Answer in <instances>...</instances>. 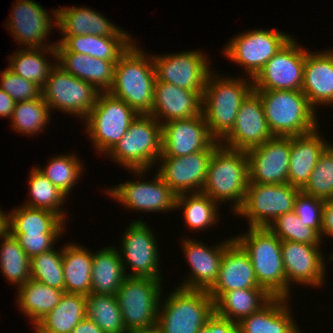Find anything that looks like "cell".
<instances>
[{"instance_id": "cell-27", "label": "cell", "mask_w": 333, "mask_h": 333, "mask_svg": "<svg viewBox=\"0 0 333 333\" xmlns=\"http://www.w3.org/2000/svg\"><path fill=\"white\" fill-rule=\"evenodd\" d=\"M135 41L122 31L114 36L77 35L62 36L57 41V52H76L117 63Z\"/></svg>"}, {"instance_id": "cell-21", "label": "cell", "mask_w": 333, "mask_h": 333, "mask_svg": "<svg viewBox=\"0 0 333 333\" xmlns=\"http://www.w3.org/2000/svg\"><path fill=\"white\" fill-rule=\"evenodd\" d=\"M7 29L14 36L19 45L26 48L55 47L57 43L46 44V37L52 30L57 29V21L52 22V17L38 2L34 0H17L12 6ZM12 32V33H11Z\"/></svg>"}, {"instance_id": "cell-9", "label": "cell", "mask_w": 333, "mask_h": 333, "mask_svg": "<svg viewBox=\"0 0 333 333\" xmlns=\"http://www.w3.org/2000/svg\"><path fill=\"white\" fill-rule=\"evenodd\" d=\"M137 116L123 100L109 92H100L95 106L84 121L85 130L97 152L107 156Z\"/></svg>"}, {"instance_id": "cell-2", "label": "cell", "mask_w": 333, "mask_h": 333, "mask_svg": "<svg viewBox=\"0 0 333 333\" xmlns=\"http://www.w3.org/2000/svg\"><path fill=\"white\" fill-rule=\"evenodd\" d=\"M235 78L211 71L203 91L202 114L210 135L219 142L232 130L242 102L254 90L253 79Z\"/></svg>"}, {"instance_id": "cell-18", "label": "cell", "mask_w": 333, "mask_h": 333, "mask_svg": "<svg viewBox=\"0 0 333 333\" xmlns=\"http://www.w3.org/2000/svg\"><path fill=\"white\" fill-rule=\"evenodd\" d=\"M148 181H126L108 189L106 192L125 208L144 212H168L176 210L177 195L165 184L156 171Z\"/></svg>"}, {"instance_id": "cell-16", "label": "cell", "mask_w": 333, "mask_h": 333, "mask_svg": "<svg viewBox=\"0 0 333 333\" xmlns=\"http://www.w3.org/2000/svg\"><path fill=\"white\" fill-rule=\"evenodd\" d=\"M220 145L214 141L207 149L180 157H159L157 172L178 196L200 193L207 175L208 163L213 151Z\"/></svg>"}, {"instance_id": "cell-38", "label": "cell", "mask_w": 333, "mask_h": 333, "mask_svg": "<svg viewBox=\"0 0 333 333\" xmlns=\"http://www.w3.org/2000/svg\"><path fill=\"white\" fill-rule=\"evenodd\" d=\"M218 205L201 192L189 193L177 196L175 209H183L184 221L190 230L200 231L219 222Z\"/></svg>"}, {"instance_id": "cell-26", "label": "cell", "mask_w": 333, "mask_h": 333, "mask_svg": "<svg viewBox=\"0 0 333 333\" xmlns=\"http://www.w3.org/2000/svg\"><path fill=\"white\" fill-rule=\"evenodd\" d=\"M301 91L314 110L320 104L333 105V50L307 51Z\"/></svg>"}, {"instance_id": "cell-53", "label": "cell", "mask_w": 333, "mask_h": 333, "mask_svg": "<svg viewBox=\"0 0 333 333\" xmlns=\"http://www.w3.org/2000/svg\"><path fill=\"white\" fill-rule=\"evenodd\" d=\"M325 235L333 238V199L325 200L323 207L321 238Z\"/></svg>"}, {"instance_id": "cell-19", "label": "cell", "mask_w": 333, "mask_h": 333, "mask_svg": "<svg viewBox=\"0 0 333 333\" xmlns=\"http://www.w3.org/2000/svg\"><path fill=\"white\" fill-rule=\"evenodd\" d=\"M321 245H311L292 241L281 242V254L286 277V298L289 295L291 283L307 286L324 284L326 264L320 253Z\"/></svg>"}, {"instance_id": "cell-11", "label": "cell", "mask_w": 333, "mask_h": 333, "mask_svg": "<svg viewBox=\"0 0 333 333\" xmlns=\"http://www.w3.org/2000/svg\"><path fill=\"white\" fill-rule=\"evenodd\" d=\"M42 97L51 109L86 119L101 91L66 72L58 64L52 69L42 88Z\"/></svg>"}, {"instance_id": "cell-54", "label": "cell", "mask_w": 333, "mask_h": 333, "mask_svg": "<svg viewBox=\"0 0 333 333\" xmlns=\"http://www.w3.org/2000/svg\"><path fill=\"white\" fill-rule=\"evenodd\" d=\"M15 101L13 98H11L4 90L0 88V117L1 118H8L10 119L14 106H15Z\"/></svg>"}, {"instance_id": "cell-4", "label": "cell", "mask_w": 333, "mask_h": 333, "mask_svg": "<svg viewBox=\"0 0 333 333\" xmlns=\"http://www.w3.org/2000/svg\"><path fill=\"white\" fill-rule=\"evenodd\" d=\"M261 98L273 136L305 135L318 128L316 110L306 95L297 90H254Z\"/></svg>"}, {"instance_id": "cell-40", "label": "cell", "mask_w": 333, "mask_h": 333, "mask_svg": "<svg viewBox=\"0 0 333 333\" xmlns=\"http://www.w3.org/2000/svg\"><path fill=\"white\" fill-rule=\"evenodd\" d=\"M86 297V317L104 333H127L115 295L89 294Z\"/></svg>"}, {"instance_id": "cell-23", "label": "cell", "mask_w": 333, "mask_h": 333, "mask_svg": "<svg viewBox=\"0 0 333 333\" xmlns=\"http://www.w3.org/2000/svg\"><path fill=\"white\" fill-rule=\"evenodd\" d=\"M233 239L231 237L215 247H208L201 241L183 238L181 247L191 272L186 276L187 280L184 279L178 287L208 291L218 278L225 248Z\"/></svg>"}, {"instance_id": "cell-25", "label": "cell", "mask_w": 333, "mask_h": 333, "mask_svg": "<svg viewBox=\"0 0 333 333\" xmlns=\"http://www.w3.org/2000/svg\"><path fill=\"white\" fill-rule=\"evenodd\" d=\"M201 113L202 96L198 92L156 79L150 115L161 125L171 120L190 119Z\"/></svg>"}, {"instance_id": "cell-41", "label": "cell", "mask_w": 333, "mask_h": 333, "mask_svg": "<svg viewBox=\"0 0 333 333\" xmlns=\"http://www.w3.org/2000/svg\"><path fill=\"white\" fill-rule=\"evenodd\" d=\"M28 186L31 198L25 206L47 209L60 215L66 221V213L63 212L66 195L53 185L38 169L33 167L28 176ZM62 206V207H61ZM62 208V209H61Z\"/></svg>"}, {"instance_id": "cell-37", "label": "cell", "mask_w": 333, "mask_h": 333, "mask_svg": "<svg viewBox=\"0 0 333 333\" xmlns=\"http://www.w3.org/2000/svg\"><path fill=\"white\" fill-rule=\"evenodd\" d=\"M86 299L82 294L64 292L59 304L37 324L51 333H71L86 317Z\"/></svg>"}, {"instance_id": "cell-52", "label": "cell", "mask_w": 333, "mask_h": 333, "mask_svg": "<svg viewBox=\"0 0 333 333\" xmlns=\"http://www.w3.org/2000/svg\"><path fill=\"white\" fill-rule=\"evenodd\" d=\"M198 333H237V323L220 317L214 312Z\"/></svg>"}, {"instance_id": "cell-57", "label": "cell", "mask_w": 333, "mask_h": 333, "mask_svg": "<svg viewBox=\"0 0 333 333\" xmlns=\"http://www.w3.org/2000/svg\"><path fill=\"white\" fill-rule=\"evenodd\" d=\"M133 333H161L160 330L157 327L147 329V330H141V331H136Z\"/></svg>"}, {"instance_id": "cell-48", "label": "cell", "mask_w": 333, "mask_h": 333, "mask_svg": "<svg viewBox=\"0 0 333 333\" xmlns=\"http://www.w3.org/2000/svg\"><path fill=\"white\" fill-rule=\"evenodd\" d=\"M325 201L300 191L295 201L294 211L300 221L315 229L320 235L322 231L323 207Z\"/></svg>"}, {"instance_id": "cell-30", "label": "cell", "mask_w": 333, "mask_h": 333, "mask_svg": "<svg viewBox=\"0 0 333 333\" xmlns=\"http://www.w3.org/2000/svg\"><path fill=\"white\" fill-rule=\"evenodd\" d=\"M62 36L98 35L114 36L121 29L104 15L90 8L65 7L52 11Z\"/></svg>"}, {"instance_id": "cell-35", "label": "cell", "mask_w": 333, "mask_h": 333, "mask_svg": "<svg viewBox=\"0 0 333 333\" xmlns=\"http://www.w3.org/2000/svg\"><path fill=\"white\" fill-rule=\"evenodd\" d=\"M47 53L54 57L55 63L51 64L47 60ZM8 60L10 61L8 69L24 79L34 82L42 89L52 69L57 65V50L56 47L23 48L22 50L18 48V51L13 53Z\"/></svg>"}, {"instance_id": "cell-1", "label": "cell", "mask_w": 333, "mask_h": 333, "mask_svg": "<svg viewBox=\"0 0 333 333\" xmlns=\"http://www.w3.org/2000/svg\"><path fill=\"white\" fill-rule=\"evenodd\" d=\"M134 42L115 64L114 81L108 91L138 115L151 114L156 71L152 55Z\"/></svg>"}, {"instance_id": "cell-34", "label": "cell", "mask_w": 333, "mask_h": 333, "mask_svg": "<svg viewBox=\"0 0 333 333\" xmlns=\"http://www.w3.org/2000/svg\"><path fill=\"white\" fill-rule=\"evenodd\" d=\"M65 220L47 209L22 205L8 213L7 231L10 234L63 233Z\"/></svg>"}, {"instance_id": "cell-39", "label": "cell", "mask_w": 333, "mask_h": 333, "mask_svg": "<svg viewBox=\"0 0 333 333\" xmlns=\"http://www.w3.org/2000/svg\"><path fill=\"white\" fill-rule=\"evenodd\" d=\"M0 269L4 277L18 286L25 284L31 276L30 258L18 240L8 231L0 238Z\"/></svg>"}, {"instance_id": "cell-43", "label": "cell", "mask_w": 333, "mask_h": 333, "mask_svg": "<svg viewBox=\"0 0 333 333\" xmlns=\"http://www.w3.org/2000/svg\"><path fill=\"white\" fill-rule=\"evenodd\" d=\"M45 167H37V169L66 196L69 195L84 170L78 156L73 153L52 157Z\"/></svg>"}, {"instance_id": "cell-28", "label": "cell", "mask_w": 333, "mask_h": 333, "mask_svg": "<svg viewBox=\"0 0 333 333\" xmlns=\"http://www.w3.org/2000/svg\"><path fill=\"white\" fill-rule=\"evenodd\" d=\"M319 134L316 129L305 135L290 137L288 183L294 187L302 189L306 185L320 156L331 144Z\"/></svg>"}, {"instance_id": "cell-13", "label": "cell", "mask_w": 333, "mask_h": 333, "mask_svg": "<svg viewBox=\"0 0 333 333\" xmlns=\"http://www.w3.org/2000/svg\"><path fill=\"white\" fill-rule=\"evenodd\" d=\"M305 49L291 37L255 76L253 89L301 91L307 55Z\"/></svg>"}, {"instance_id": "cell-10", "label": "cell", "mask_w": 333, "mask_h": 333, "mask_svg": "<svg viewBox=\"0 0 333 333\" xmlns=\"http://www.w3.org/2000/svg\"><path fill=\"white\" fill-rule=\"evenodd\" d=\"M300 191L290 183H249L244 203L235 214L246 217L249 227H269L278 216L294 210Z\"/></svg>"}, {"instance_id": "cell-6", "label": "cell", "mask_w": 333, "mask_h": 333, "mask_svg": "<svg viewBox=\"0 0 333 333\" xmlns=\"http://www.w3.org/2000/svg\"><path fill=\"white\" fill-rule=\"evenodd\" d=\"M234 239L248 253L256 280L272 297L286 298V277L281 240L268 227H248Z\"/></svg>"}, {"instance_id": "cell-33", "label": "cell", "mask_w": 333, "mask_h": 333, "mask_svg": "<svg viewBox=\"0 0 333 333\" xmlns=\"http://www.w3.org/2000/svg\"><path fill=\"white\" fill-rule=\"evenodd\" d=\"M273 297L264 288L239 289L224 292L215 302V313L238 323L265 306Z\"/></svg>"}, {"instance_id": "cell-15", "label": "cell", "mask_w": 333, "mask_h": 333, "mask_svg": "<svg viewBox=\"0 0 333 333\" xmlns=\"http://www.w3.org/2000/svg\"><path fill=\"white\" fill-rule=\"evenodd\" d=\"M123 236L119 253L125 274L126 265L131 269L129 271L131 273L126 276L162 279L158 264L160 258L158 244L147 223L134 220L129 227L127 226Z\"/></svg>"}, {"instance_id": "cell-31", "label": "cell", "mask_w": 333, "mask_h": 333, "mask_svg": "<svg viewBox=\"0 0 333 333\" xmlns=\"http://www.w3.org/2000/svg\"><path fill=\"white\" fill-rule=\"evenodd\" d=\"M87 247L69 243L63 247L64 292L91 294L93 253Z\"/></svg>"}, {"instance_id": "cell-46", "label": "cell", "mask_w": 333, "mask_h": 333, "mask_svg": "<svg viewBox=\"0 0 333 333\" xmlns=\"http://www.w3.org/2000/svg\"><path fill=\"white\" fill-rule=\"evenodd\" d=\"M301 191L324 201L333 199V144L320 156Z\"/></svg>"}, {"instance_id": "cell-3", "label": "cell", "mask_w": 333, "mask_h": 333, "mask_svg": "<svg viewBox=\"0 0 333 333\" xmlns=\"http://www.w3.org/2000/svg\"><path fill=\"white\" fill-rule=\"evenodd\" d=\"M249 184L246 150H234L221 144L213 151L208 163L201 193L217 203L231 201L232 211L243 205Z\"/></svg>"}, {"instance_id": "cell-36", "label": "cell", "mask_w": 333, "mask_h": 333, "mask_svg": "<svg viewBox=\"0 0 333 333\" xmlns=\"http://www.w3.org/2000/svg\"><path fill=\"white\" fill-rule=\"evenodd\" d=\"M64 291L58 290L41 282L29 279L18 287L17 306L31 324H37L58 304Z\"/></svg>"}, {"instance_id": "cell-5", "label": "cell", "mask_w": 333, "mask_h": 333, "mask_svg": "<svg viewBox=\"0 0 333 333\" xmlns=\"http://www.w3.org/2000/svg\"><path fill=\"white\" fill-rule=\"evenodd\" d=\"M162 152V125L150 114L138 115L127 132L107 154L126 170L143 176L154 168Z\"/></svg>"}, {"instance_id": "cell-29", "label": "cell", "mask_w": 333, "mask_h": 333, "mask_svg": "<svg viewBox=\"0 0 333 333\" xmlns=\"http://www.w3.org/2000/svg\"><path fill=\"white\" fill-rule=\"evenodd\" d=\"M286 301L288 298L273 297L260 310L241 319L237 333H301Z\"/></svg>"}, {"instance_id": "cell-45", "label": "cell", "mask_w": 333, "mask_h": 333, "mask_svg": "<svg viewBox=\"0 0 333 333\" xmlns=\"http://www.w3.org/2000/svg\"><path fill=\"white\" fill-rule=\"evenodd\" d=\"M281 241H292L311 245L322 244L321 235L300 221L295 211L278 216L268 227Z\"/></svg>"}, {"instance_id": "cell-17", "label": "cell", "mask_w": 333, "mask_h": 333, "mask_svg": "<svg viewBox=\"0 0 333 333\" xmlns=\"http://www.w3.org/2000/svg\"><path fill=\"white\" fill-rule=\"evenodd\" d=\"M290 152V137L280 136L247 150L249 183H288Z\"/></svg>"}, {"instance_id": "cell-22", "label": "cell", "mask_w": 333, "mask_h": 333, "mask_svg": "<svg viewBox=\"0 0 333 333\" xmlns=\"http://www.w3.org/2000/svg\"><path fill=\"white\" fill-rule=\"evenodd\" d=\"M214 141L202 113L190 119L171 120L162 124L160 157L187 156L207 149Z\"/></svg>"}, {"instance_id": "cell-50", "label": "cell", "mask_w": 333, "mask_h": 333, "mask_svg": "<svg viewBox=\"0 0 333 333\" xmlns=\"http://www.w3.org/2000/svg\"><path fill=\"white\" fill-rule=\"evenodd\" d=\"M115 64L112 61L91 57L89 83L101 92H108L114 81Z\"/></svg>"}, {"instance_id": "cell-32", "label": "cell", "mask_w": 333, "mask_h": 333, "mask_svg": "<svg viewBox=\"0 0 333 333\" xmlns=\"http://www.w3.org/2000/svg\"><path fill=\"white\" fill-rule=\"evenodd\" d=\"M115 247L93 254L91 294L115 295L126 278L121 256Z\"/></svg>"}, {"instance_id": "cell-58", "label": "cell", "mask_w": 333, "mask_h": 333, "mask_svg": "<svg viewBox=\"0 0 333 333\" xmlns=\"http://www.w3.org/2000/svg\"><path fill=\"white\" fill-rule=\"evenodd\" d=\"M32 327L35 333H51L43 330L38 324H33Z\"/></svg>"}, {"instance_id": "cell-42", "label": "cell", "mask_w": 333, "mask_h": 333, "mask_svg": "<svg viewBox=\"0 0 333 333\" xmlns=\"http://www.w3.org/2000/svg\"><path fill=\"white\" fill-rule=\"evenodd\" d=\"M50 108L42 95L35 100L16 102L11 116L12 129L23 135H37L51 118Z\"/></svg>"}, {"instance_id": "cell-8", "label": "cell", "mask_w": 333, "mask_h": 333, "mask_svg": "<svg viewBox=\"0 0 333 333\" xmlns=\"http://www.w3.org/2000/svg\"><path fill=\"white\" fill-rule=\"evenodd\" d=\"M163 279L126 276L115 297L127 333L156 327Z\"/></svg>"}, {"instance_id": "cell-24", "label": "cell", "mask_w": 333, "mask_h": 333, "mask_svg": "<svg viewBox=\"0 0 333 333\" xmlns=\"http://www.w3.org/2000/svg\"><path fill=\"white\" fill-rule=\"evenodd\" d=\"M262 288L248 253L233 239L225 248L218 278L208 290L214 302L227 291Z\"/></svg>"}, {"instance_id": "cell-51", "label": "cell", "mask_w": 333, "mask_h": 333, "mask_svg": "<svg viewBox=\"0 0 333 333\" xmlns=\"http://www.w3.org/2000/svg\"><path fill=\"white\" fill-rule=\"evenodd\" d=\"M91 56L76 52H57V64L66 72L89 83Z\"/></svg>"}, {"instance_id": "cell-7", "label": "cell", "mask_w": 333, "mask_h": 333, "mask_svg": "<svg viewBox=\"0 0 333 333\" xmlns=\"http://www.w3.org/2000/svg\"><path fill=\"white\" fill-rule=\"evenodd\" d=\"M164 300L156 322L161 333H198L215 312L207 290L176 287Z\"/></svg>"}, {"instance_id": "cell-14", "label": "cell", "mask_w": 333, "mask_h": 333, "mask_svg": "<svg viewBox=\"0 0 333 333\" xmlns=\"http://www.w3.org/2000/svg\"><path fill=\"white\" fill-rule=\"evenodd\" d=\"M156 79L203 95L211 73L209 58L202 52L188 51L152 56Z\"/></svg>"}, {"instance_id": "cell-49", "label": "cell", "mask_w": 333, "mask_h": 333, "mask_svg": "<svg viewBox=\"0 0 333 333\" xmlns=\"http://www.w3.org/2000/svg\"><path fill=\"white\" fill-rule=\"evenodd\" d=\"M11 235L18 240L21 248L30 259L36 255L53 249L55 242L62 236L61 233Z\"/></svg>"}, {"instance_id": "cell-47", "label": "cell", "mask_w": 333, "mask_h": 333, "mask_svg": "<svg viewBox=\"0 0 333 333\" xmlns=\"http://www.w3.org/2000/svg\"><path fill=\"white\" fill-rule=\"evenodd\" d=\"M0 88L15 102L35 100L42 95V89L38 85L13 73L8 68L1 71Z\"/></svg>"}, {"instance_id": "cell-55", "label": "cell", "mask_w": 333, "mask_h": 333, "mask_svg": "<svg viewBox=\"0 0 333 333\" xmlns=\"http://www.w3.org/2000/svg\"><path fill=\"white\" fill-rule=\"evenodd\" d=\"M71 333H104L92 320L85 317L72 330Z\"/></svg>"}, {"instance_id": "cell-44", "label": "cell", "mask_w": 333, "mask_h": 333, "mask_svg": "<svg viewBox=\"0 0 333 333\" xmlns=\"http://www.w3.org/2000/svg\"><path fill=\"white\" fill-rule=\"evenodd\" d=\"M62 254L63 247L60 250L51 249L32 257L30 259V279L64 291Z\"/></svg>"}, {"instance_id": "cell-56", "label": "cell", "mask_w": 333, "mask_h": 333, "mask_svg": "<svg viewBox=\"0 0 333 333\" xmlns=\"http://www.w3.org/2000/svg\"><path fill=\"white\" fill-rule=\"evenodd\" d=\"M1 208V207H0ZM8 213L0 209V238L7 232Z\"/></svg>"}, {"instance_id": "cell-12", "label": "cell", "mask_w": 333, "mask_h": 333, "mask_svg": "<svg viewBox=\"0 0 333 333\" xmlns=\"http://www.w3.org/2000/svg\"><path fill=\"white\" fill-rule=\"evenodd\" d=\"M290 35L279 30L254 29L234 36L224 49L225 57L243 67L254 79L264 65L286 44Z\"/></svg>"}, {"instance_id": "cell-20", "label": "cell", "mask_w": 333, "mask_h": 333, "mask_svg": "<svg viewBox=\"0 0 333 333\" xmlns=\"http://www.w3.org/2000/svg\"><path fill=\"white\" fill-rule=\"evenodd\" d=\"M272 137L261 98L253 90L242 102L232 130L220 144L230 149L247 151Z\"/></svg>"}]
</instances>
